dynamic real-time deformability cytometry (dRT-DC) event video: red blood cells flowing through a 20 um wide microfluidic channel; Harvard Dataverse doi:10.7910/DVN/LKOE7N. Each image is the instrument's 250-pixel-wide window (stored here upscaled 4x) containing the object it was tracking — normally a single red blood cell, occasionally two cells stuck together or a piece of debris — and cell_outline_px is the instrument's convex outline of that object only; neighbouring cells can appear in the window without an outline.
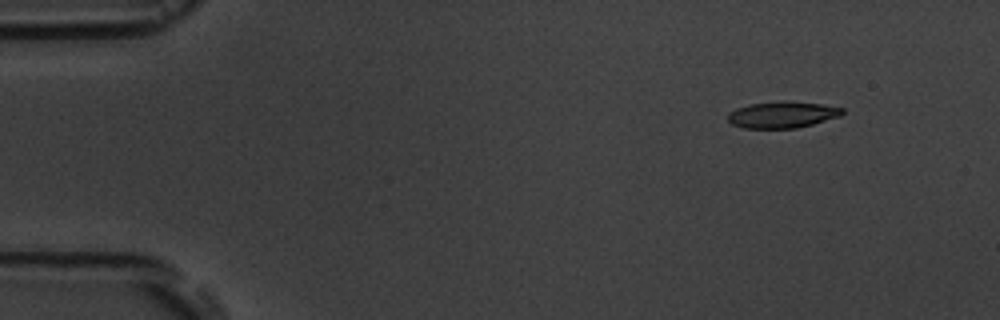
{"species": "common noctule bat (a hibernating species)", "species_latin": "Nyctalus noctula", "temperature_condition": "room temperature", "stored_images_in_passage": 5, "segment_of_instrument_passage": [1, 2], "camera_frame_rate_fps": 3000, "um_per_image_px": 0.085, "animal": {"sex": "male", "body_mass_g": 19.5, "forearm_length_mm": 54.6}, "frame": {"image": 1, "passage_image": 1, "time_ms": 0.0, "image_size_px": [1000, 320], "cell_outline_px": [[844, 112], [840, 116], [812, 124], [796, 128], [744, 128], [732, 124], [728, 120], [728, 112], [736, 108], [748, 104], [784, 100], [824, 104], [844, 108]], "centroid_in_image_um": [66.49, 9.73], "position_along_channel_um": 18.5, "area_um2": 17.8}}